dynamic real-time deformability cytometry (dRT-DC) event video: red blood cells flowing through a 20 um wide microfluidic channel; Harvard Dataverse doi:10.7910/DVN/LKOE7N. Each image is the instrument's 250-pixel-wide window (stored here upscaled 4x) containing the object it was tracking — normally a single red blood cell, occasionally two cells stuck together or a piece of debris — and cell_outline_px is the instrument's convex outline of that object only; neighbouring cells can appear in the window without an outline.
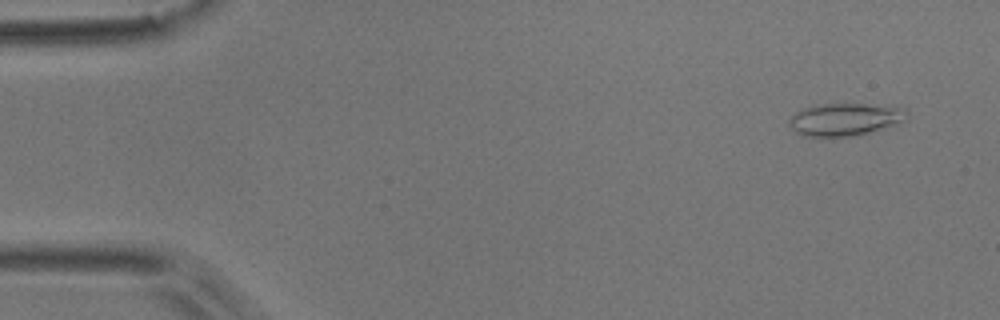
{"species": "common noctule bat (a hibernating species)", "species_latin": "Nyctalus noctula", "temperature_condition": "room temperature", "stored_images_in_passage": 4, "camera_frame_rate_fps": 3000, "um_per_image_px": 0.085, "animal": {"sex": "male", "body_mass_g": 17.9}, "frame": {"image": 1, "passage_image": 1, "time_ms": 0.0, "image_size_px": [1000, 320], "cell_outline_px": [[908, 116], [904, 120], [896, 124], [876, 132], [852, 136], [804, 136], [796, 132], [788, 124], [788, 120], [800, 108], [816, 104], [864, 104], [908, 108]], "centroid_in_image_um": [71.84, 10.14], "position_along_channel_um": 13.2, "area_um2": 22.6}}